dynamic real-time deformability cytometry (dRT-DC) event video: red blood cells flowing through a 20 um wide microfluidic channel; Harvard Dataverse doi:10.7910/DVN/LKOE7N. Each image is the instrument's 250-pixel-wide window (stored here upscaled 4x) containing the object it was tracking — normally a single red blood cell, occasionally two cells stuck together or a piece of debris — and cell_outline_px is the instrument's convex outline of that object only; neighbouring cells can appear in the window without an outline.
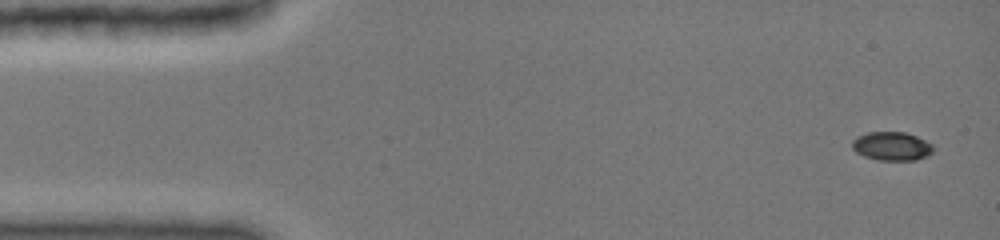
{"species": "common noctule bat (a hibernating species)", "species_latin": "Nyctalus noctula", "temperature_condition": "cold", "stored_images_in_passage": 10, "camera_frame_rate_fps": 3000, "um_per_image_px": 0.085, "animal": {"sex": "female", "body_mass_g": 19.0, "forearm_length_mm": 51.5}, "frame": {"image": 1, "passage_image": 1, "time_ms": 0.0, "image_size_px": [1000, 240], "cell_outline_px": [[936, 148], [928, 156], [916, 160], [880, 160], [864, 156], [856, 152], [852, 148], [852, 140], [856, 136], [868, 132], [904, 132], [916, 136], [932, 144]], "centroid_in_image_um": [75.81, 12.42], "position_along_channel_um": 9.2, "area_um2": 13.64}}
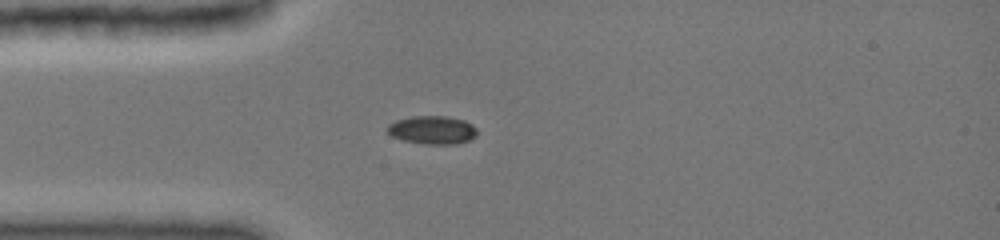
{"frame": {"image": 2, "passage_image": 6, "time_ms": 3.667, "image_size_px": [1000, 240], "cell_outline_px": [[476, 136], [468, 140], [456, 144], [424, 144], [404, 140], [392, 136], [384, 128], [388, 124], [396, 120], [412, 116], [444, 116], [464, 120], [472, 124], [476, 128]], "centroid_in_image_um": [36.72, 11.04], "position_along_channel_um": 48.3, "area_um2": 14.8}}
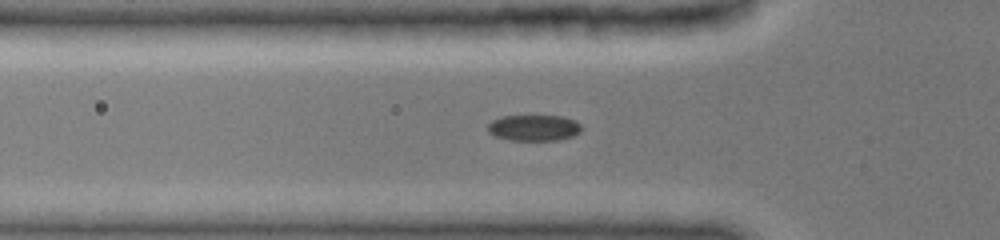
{"frame": {"image": 3, "passage_image": 9, "time_ms": 4.667, "image_size_px": [1000, 240], "cell_outline_px": [[580, 132], [572, 136], [560, 140], [508, 140], [496, 136], [488, 132], [488, 124], [492, 120], [504, 116], [560, 116], [572, 120], [580, 124]], "centroid_in_image_um": [45.35, 10.87], "position_along_channel_um": 80.4, "area_um2": 14.05}}